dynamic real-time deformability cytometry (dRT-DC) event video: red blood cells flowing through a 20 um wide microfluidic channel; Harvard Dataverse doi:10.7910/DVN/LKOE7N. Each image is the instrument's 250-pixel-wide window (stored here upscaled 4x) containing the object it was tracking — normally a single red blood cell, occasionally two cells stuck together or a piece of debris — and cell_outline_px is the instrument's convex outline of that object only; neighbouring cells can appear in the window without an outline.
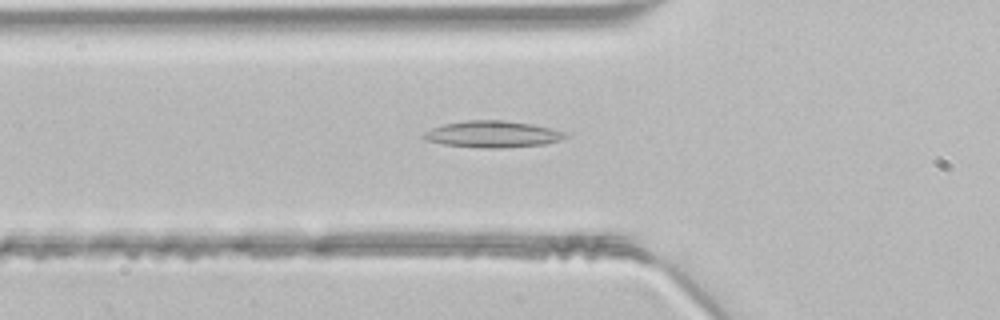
{"species": "common noctule bat (a hibernating species)", "species_latin": "Nyctalus noctula", "temperature_condition": "room temperature", "stored_images_in_passage": 45, "camera_frame_rate_fps": 3000, "um_per_image_px": 0.085, "animal": {"sex": "male", "body_mass_g": 21.5, "forearm_length_mm": 52.0}, "frame": {"image": 1, "passage_image": 16, "time_ms": 5.0, "image_size_px": [1000, 320], "cell_outline_px": [[568, 136], [560, 140], [544, 144], [504, 148], [484, 148], [444, 144], [424, 140], [420, 136], [424, 132], [432, 128], [444, 124], [468, 120], [504, 120], [532, 124], [552, 128], [564, 132]], "centroid_in_image_um": [41.85, 11.4], "position_along_channel_um": 83.9, "area_um2": 21.96}}
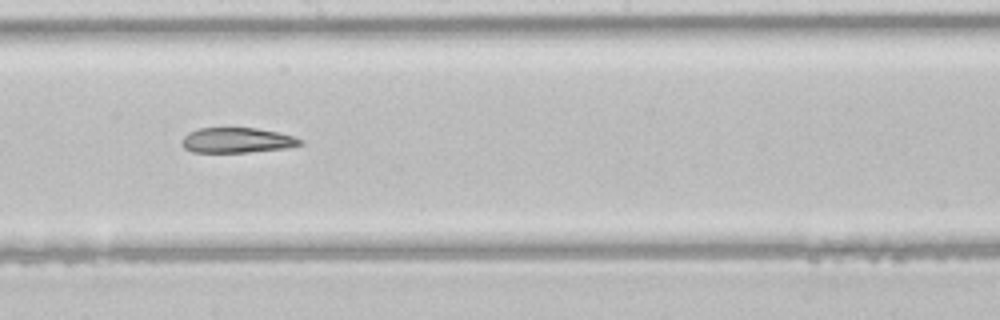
{"frame": {"image": 2, "passage_image": 26, "time_ms": 8.333, "image_size_px": [1000, 320], "cell_outline_px": [[304, 144], [288, 148], [248, 152], [192, 152], [184, 148], [180, 144], [180, 140], [188, 132], [196, 128], [256, 128], [280, 132], [296, 136], [304, 140]], "centroid_in_image_um": [20.17, 11.92], "position_along_channel_um": 228.0, "area_um2": 17.74}}
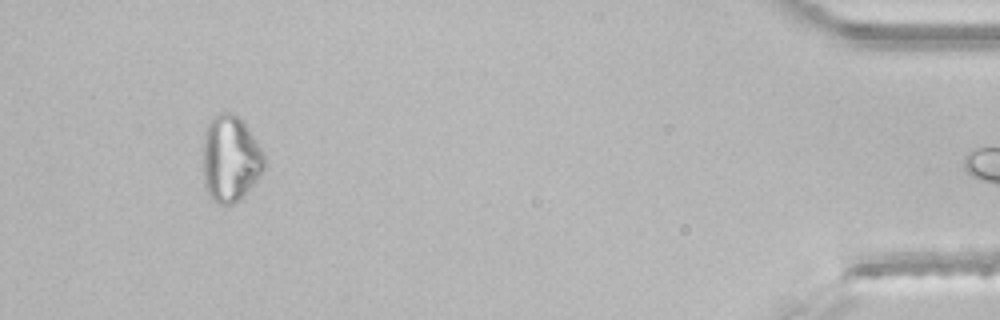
{"frame": {"image": 3, "passage_image": 44, "time_ms": 14.333, "image_size_px": [1000, 320], "cell_outline_px": [[264, 168], [256, 180], [244, 196], [240, 200], [232, 204], [216, 204], [212, 200], [204, 188], [204, 132], [212, 116], [220, 112], [228, 112], [240, 116], [260, 148], [264, 156]], "centroid_in_image_um": [19.56, 13.5], "position_along_channel_um": 415.6, "area_um2": 30.81}}